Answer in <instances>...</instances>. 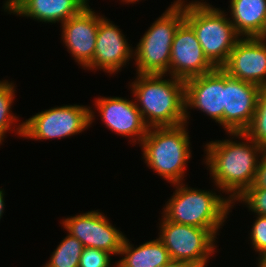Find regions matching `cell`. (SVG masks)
I'll return each mask as SVG.
<instances>
[{"label": "cell", "mask_w": 266, "mask_h": 267, "mask_svg": "<svg viewBox=\"0 0 266 267\" xmlns=\"http://www.w3.org/2000/svg\"><path fill=\"white\" fill-rule=\"evenodd\" d=\"M94 111L84 105H65L41 111L16 128L23 138L47 140L66 138L86 130L94 120Z\"/></svg>", "instance_id": "obj_7"}, {"label": "cell", "mask_w": 266, "mask_h": 267, "mask_svg": "<svg viewBox=\"0 0 266 267\" xmlns=\"http://www.w3.org/2000/svg\"><path fill=\"white\" fill-rule=\"evenodd\" d=\"M236 201H243L255 215L266 216V188H248Z\"/></svg>", "instance_id": "obj_23"}, {"label": "cell", "mask_w": 266, "mask_h": 267, "mask_svg": "<svg viewBox=\"0 0 266 267\" xmlns=\"http://www.w3.org/2000/svg\"><path fill=\"white\" fill-rule=\"evenodd\" d=\"M61 223L68 234L76 237L84 248L102 249L114 255H119L126 238L97 210L65 218Z\"/></svg>", "instance_id": "obj_9"}, {"label": "cell", "mask_w": 266, "mask_h": 267, "mask_svg": "<svg viewBox=\"0 0 266 267\" xmlns=\"http://www.w3.org/2000/svg\"><path fill=\"white\" fill-rule=\"evenodd\" d=\"M62 25V39L74 60L83 69L92 63L95 52L99 15L90 6H86L80 13L71 17Z\"/></svg>", "instance_id": "obj_16"}, {"label": "cell", "mask_w": 266, "mask_h": 267, "mask_svg": "<svg viewBox=\"0 0 266 267\" xmlns=\"http://www.w3.org/2000/svg\"><path fill=\"white\" fill-rule=\"evenodd\" d=\"M246 142L231 139L211 141L205 145V164L220 191L227 192L229 199L239 198L256 179L257 168L264 148L244 133H228ZM259 154V155H258Z\"/></svg>", "instance_id": "obj_1"}, {"label": "cell", "mask_w": 266, "mask_h": 267, "mask_svg": "<svg viewBox=\"0 0 266 267\" xmlns=\"http://www.w3.org/2000/svg\"><path fill=\"white\" fill-rule=\"evenodd\" d=\"M83 249V244L76 237L67 234L44 267H79Z\"/></svg>", "instance_id": "obj_20"}, {"label": "cell", "mask_w": 266, "mask_h": 267, "mask_svg": "<svg viewBox=\"0 0 266 267\" xmlns=\"http://www.w3.org/2000/svg\"><path fill=\"white\" fill-rule=\"evenodd\" d=\"M95 106L97 111L99 110L101 121H104V125L112 132L125 137H134L131 142L137 141L141 144L149 127L136 107L135 100L121 97H98L95 100Z\"/></svg>", "instance_id": "obj_15"}, {"label": "cell", "mask_w": 266, "mask_h": 267, "mask_svg": "<svg viewBox=\"0 0 266 267\" xmlns=\"http://www.w3.org/2000/svg\"><path fill=\"white\" fill-rule=\"evenodd\" d=\"M260 158L255 182L249 188H266V149Z\"/></svg>", "instance_id": "obj_26"}, {"label": "cell", "mask_w": 266, "mask_h": 267, "mask_svg": "<svg viewBox=\"0 0 266 267\" xmlns=\"http://www.w3.org/2000/svg\"><path fill=\"white\" fill-rule=\"evenodd\" d=\"M163 267H198L196 264L186 262V261H179V260H170L167 264Z\"/></svg>", "instance_id": "obj_27"}, {"label": "cell", "mask_w": 266, "mask_h": 267, "mask_svg": "<svg viewBox=\"0 0 266 267\" xmlns=\"http://www.w3.org/2000/svg\"><path fill=\"white\" fill-rule=\"evenodd\" d=\"M173 185L176 190L163 207V216L171 222L208 229L217 236L233 206L232 201L183 183Z\"/></svg>", "instance_id": "obj_3"}, {"label": "cell", "mask_w": 266, "mask_h": 267, "mask_svg": "<svg viewBox=\"0 0 266 267\" xmlns=\"http://www.w3.org/2000/svg\"><path fill=\"white\" fill-rule=\"evenodd\" d=\"M159 224V240L172 260L186 261L205 267L215 249V238L210 230L168 221L164 216Z\"/></svg>", "instance_id": "obj_8"}, {"label": "cell", "mask_w": 266, "mask_h": 267, "mask_svg": "<svg viewBox=\"0 0 266 267\" xmlns=\"http://www.w3.org/2000/svg\"><path fill=\"white\" fill-rule=\"evenodd\" d=\"M119 255L124 257L115 264V267H163L171 260L168 250L158 238L147 241L137 248L125 238Z\"/></svg>", "instance_id": "obj_19"}, {"label": "cell", "mask_w": 266, "mask_h": 267, "mask_svg": "<svg viewBox=\"0 0 266 267\" xmlns=\"http://www.w3.org/2000/svg\"><path fill=\"white\" fill-rule=\"evenodd\" d=\"M15 85L7 80L0 81V144H2L5 133L12 130L16 115L11 113V106L15 96Z\"/></svg>", "instance_id": "obj_22"}, {"label": "cell", "mask_w": 266, "mask_h": 267, "mask_svg": "<svg viewBox=\"0 0 266 267\" xmlns=\"http://www.w3.org/2000/svg\"><path fill=\"white\" fill-rule=\"evenodd\" d=\"M163 76L138 74L130 84L136 107L149 128L186 123L185 81L173 76L166 80Z\"/></svg>", "instance_id": "obj_2"}, {"label": "cell", "mask_w": 266, "mask_h": 267, "mask_svg": "<svg viewBox=\"0 0 266 267\" xmlns=\"http://www.w3.org/2000/svg\"><path fill=\"white\" fill-rule=\"evenodd\" d=\"M4 192H3V190L2 189H0V210H4V206H5V204H4Z\"/></svg>", "instance_id": "obj_29"}, {"label": "cell", "mask_w": 266, "mask_h": 267, "mask_svg": "<svg viewBox=\"0 0 266 267\" xmlns=\"http://www.w3.org/2000/svg\"><path fill=\"white\" fill-rule=\"evenodd\" d=\"M258 261V267H266V257L259 258Z\"/></svg>", "instance_id": "obj_30"}, {"label": "cell", "mask_w": 266, "mask_h": 267, "mask_svg": "<svg viewBox=\"0 0 266 267\" xmlns=\"http://www.w3.org/2000/svg\"><path fill=\"white\" fill-rule=\"evenodd\" d=\"M126 40L115 24L108 21L105 16H99L95 52L88 70L99 68L110 74L122 70L130 58H134V50L129 47L130 44Z\"/></svg>", "instance_id": "obj_14"}, {"label": "cell", "mask_w": 266, "mask_h": 267, "mask_svg": "<svg viewBox=\"0 0 266 267\" xmlns=\"http://www.w3.org/2000/svg\"><path fill=\"white\" fill-rule=\"evenodd\" d=\"M260 89L225 72L223 128L227 133H243L247 129L255 114Z\"/></svg>", "instance_id": "obj_12"}, {"label": "cell", "mask_w": 266, "mask_h": 267, "mask_svg": "<svg viewBox=\"0 0 266 267\" xmlns=\"http://www.w3.org/2000/svg\"><path fill=\"white\" fill-rule=\"evenodd\" d=\"M88 5L85 0H7L3 8L17 16L62 24Z\"/></svg>", "instance_id": "obj_17"}, {"label": "cell", "mask_w": 266, "mask_h": 267, "mask_svg": "<svg viewBox=\"0 0 266 267\" xmlns=\"http://www.w3.org/2000/svg\"><path fill=\"white\" fill-rule=\"evenodd\" d=\"M111 255L102 249L85 247L81 253L79 267H112Z\"/></svg>", "instance_id": "obj_24"}, {"label": "cell", "mask_w": 266, "mask_h": 267, "mask_svg": "<svg viewBox=\"0 0 266 267\" xmlns=\"http://www.w3.org/2000/svg\"><path fill=\"white\" fill-rule=\"evenodd\" d=\"M252 225L250 239L255 252H259V258L266 257V216L257 215Z\"/></svg>", "instance_id": "obj_25"}, {"label": "cell", "mask_w": 266, "mask_h": 267, "mask_svg": "<svg viewBox=\"0 0 266 267\" xmlns=\"http://www.w3.org/2000/svg\"><path fill=\"white\" fill-rule=\"evenodd\" d=\"M193 28L184 20L177 28L171 46L169 74L186 81L213 71Z\"/></svg>", "instance_id": "obj_11"}, {"label": "cell", "mask_w": 266, "mask_h": 267, "mask_svg": "<svg viewBox=\"0 0 266 267\" xmlns=\"http://www.w3.org/2000/svg\"><path fill=\"white\" fill-rule=\"evenodd\" d=\"M225 105V71H213L185 81V117L189 120L188 108H197L223 127Z\"/></svg>", "instance_id": "obj_10"}, {"label": "cell", "mask_w": 266, "mask_h": 267, "mask_svg": "<svg viewBox=\"0 0 266 267\" xmlns=\"http://www.w3.org/2000/svg\"><path fill=\"white\" fill-rule=\"evenodd\" d=\"M243 133L266 149V86L259 91L255 114Z\"/></svg>", "instance_id": "obj_21"}, {"label": "cell", "mask_w": 266, "mask_h": 267, "mask_svg": "<svg viewBox=\"0 0 266 267\" xmlns=\"http://www.w3.org/2000/svg\"><path fill=\"white\" fill-rule=\"evenodd\" d=\"M183 21L184 0H176L152 23L137 44L133 52L136 74H169L174 34Z\"/></svg>", "instance_id": "obj_6"}, {"label": "cell", "mask_w": 266, "mask_h": 267, "mask_svg": "<svg viewBox=\"0 0 266 267\" xmlns=\"http://www.w3.org/2000/svg\"><path fill=\"white\" fill-rule=\"evenodd\" d=\"M230 13L236 33L241 37H256L266 17V0H230Z\"/></svg>", "instance_id": "obj_18"}, {"label": "cell", "mask_w": 266, "mask_h": 267, "mask_svg": "<svg viewBox=\"0 0 266 267\" xmlns=\"http://www.w3.org/2000/svg\"><path fill=\"white\" fill-rule=\"evenodd\" d=\"M255 38L266 41V17L261 32Z\"/></svg>", "instance_id": "obj_28"}, {"label": "cell", "mask_w": 266, "mask_h": 267, "mask_svg": "<svg viewBox=\"0 0 266 267\" xmlns=\"http://www.w3.org/2000/svg\"><path fill=\"white\" fill-rule=\"evenodd\" d=\"M185 125L150 127L140 144L147 166L171 184L182 183L191 158Z\"/></svg>", "instance_id": "obj_4"}, {"label": "cell", "mask_w": 266, "mask_h": 267, "mask_svg": "<svg viewBox=\"0 0 266 267\" xmlns=\"http://www.w3.org/2000/svg\"><path fill=\"white\" fill-rule=\"evenodd\" d=\"M206 2L192 1L185 5L184 20L193 28L203 53L215 68H222L235 43L241 38L230 18L219 8Z\"/></svg>", "instance_id": "obj_5"}, {"label": "cell", "mask_w": 266, "mask_h": 267, "mask_svg": "<svg viewBox=\"0 0 266 267\" xmlns=\"http://www.w3.org/2000/svg\"><path fill=\"white\" fill-rule=\"evenodd\" d=\"M122 1L125 2V3H128V4L129 3H134V2L136 3V1L139 2V0H122Z\"/></svg>", "instance_id": "obj_31"}, {"label": "cell", "mask_w": 266, "mask_h": 267, "mask_svg": "<svg viewBox=\"0 0 266 267\" xmlns=\"http://www.w3.org/2000/svg\"><path fill=\"white\" fill-rule=\"evenodd\" d=\"M4 210H0V219L2 218Z\"/></svg>", "instance_id": "obj_32"}, {"label": "cell", "mask_w": 266, "mask_h": 267, "mask_svg": "<svg viewBox=\"0 0 266 267\" xmlns=\"http://www.w3.org/2000/svg\"><path fill=\"white\" fill-rule=\"evenodd\" d=\"M222 69L233 78L266 86V41L240 38Z\"/></svg>", "instance_id": "obj_13"}]
</instances>
